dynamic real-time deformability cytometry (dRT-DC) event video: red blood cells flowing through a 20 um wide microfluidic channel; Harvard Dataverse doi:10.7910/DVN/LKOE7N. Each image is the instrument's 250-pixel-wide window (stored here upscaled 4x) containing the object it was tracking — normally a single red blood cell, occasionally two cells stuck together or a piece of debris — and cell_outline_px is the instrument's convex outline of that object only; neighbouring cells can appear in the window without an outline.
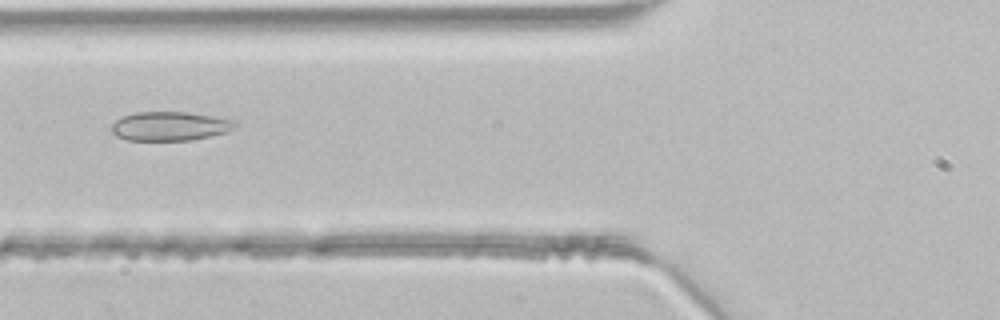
{"species": "common noctule bat (a hibernating species)", "species_latin": "Nyctalus noctula", "temperature_condition": "room temperature", "stored_images_in_passage": 34, "camera_frame_rate_fps": 3000, "um_per_image_px": 0.085, "animal": {"sex": "male", "body_mass_g": 21.5, "forearm_length_mm": 52.0}, "frame": {"image": 1, "passage_image": 5, "time_ms": 1.333, "image_size_px": [1000, 320], "cell_outline_px": [[236, 128], [228, 132], [192, 140], [128, 140], [116, 136], [112, 132], [112, 124], [116, 120], [124, 116], [136, 112], [188, 112], [236, 120]], "centroid_in_image_um": [14.48, 10.72], "position_along_channel_um": 111.3, "area_um2": 20.92}}
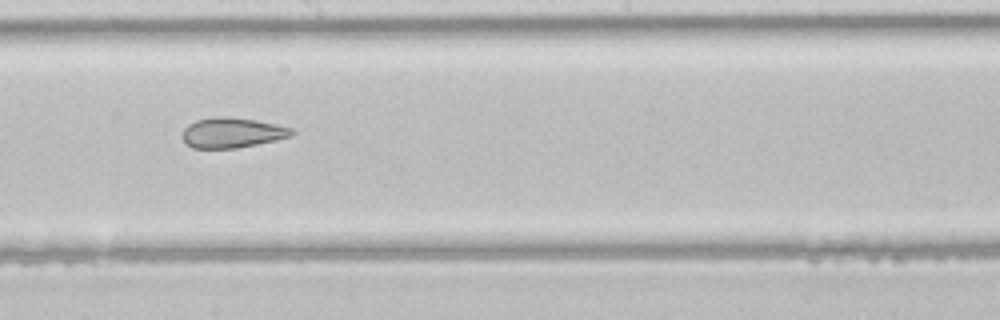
{"frame": {"image": 2, "passage_image": 13, "time_ms": 4.0, "image_size_px": [1000, 320], "cell_outline_px": [[296, 132], [292, 136], [256, 144], [236, 148], [192, 148], [184, 144], [180, 136], [184, 128], [188, 124], [196, 120], [220, 116], [228, 116], [256, 120], [292, 128]], "centroid_in_image_um": [19.67, 11.28], "position_along_channel_um": 228.5, "area_um2": 19.36}}
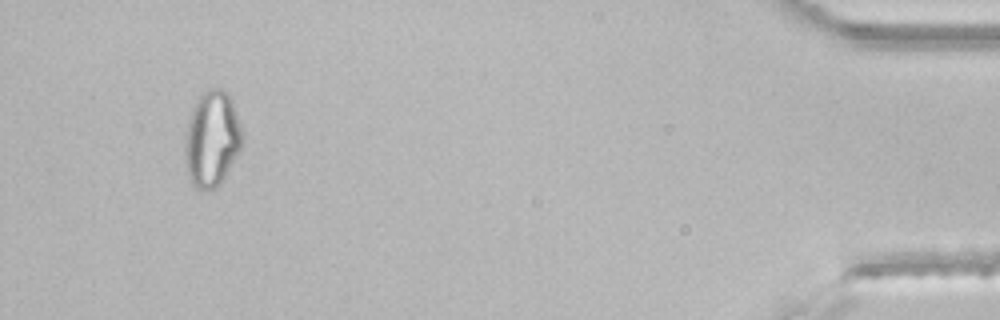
{"frame": {"image": 3, "passage_image": 31, "time_ms": 10.0, "image_size_px": [1000, 320], "cell_outline_px": [[244, 136], [240, 152], [220, 184], [216, 188], [204, 192], [196, 188], [192, 184], [184, 160], [184, 144], [188, 120], [192, 108], [200, 92], [208, 88], [220, 88], [228, 92], [232, 100]], "centroid_in_image_um": [18.01, 11.8], "position_along_channel_um": 417.2, "area_um2": 32.66}}